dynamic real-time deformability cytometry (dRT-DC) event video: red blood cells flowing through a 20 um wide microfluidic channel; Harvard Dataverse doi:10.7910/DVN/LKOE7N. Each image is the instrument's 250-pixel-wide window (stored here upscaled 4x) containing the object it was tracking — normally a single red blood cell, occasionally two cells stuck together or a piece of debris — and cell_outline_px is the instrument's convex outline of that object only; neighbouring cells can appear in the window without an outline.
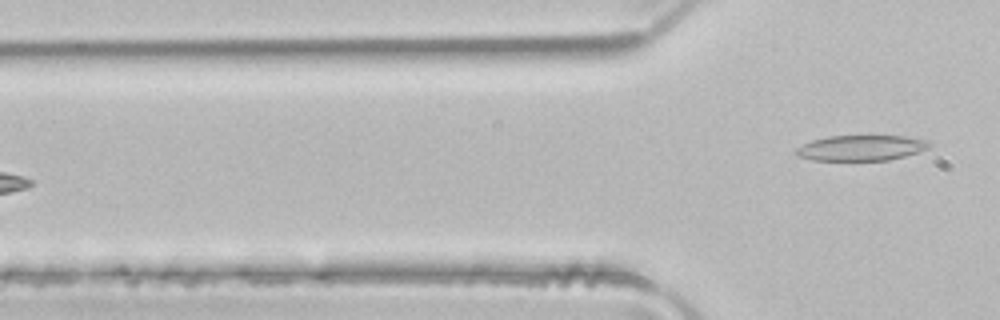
{"species": "common noctule bat (a hibernating species)", "species_latin": "Nyctalus noctula", "temperature_condition": "room temperature", "stored_images_in_passage": 5, "camera_frame_rate_fps": 3000, "um_per_image_px": 0.085, "animal": {"sex": "male", "body_mass_g": 21.5, "forearm_length_mm": 52.0}, "frame": {"image": 1, "passage_image": 5, "time_ms": 1.333, "image_size_px": [1000, 320], "cell_outline_px": [[932, 144], [928, 148], [904, 156], [888, 160], [812, 160], [796, 156], [796, 148], [812, 140], [828, 136], [904, 136], [932, 140]], "centroid_in_image_um": [73.22, 12.56], "position_along_channel_um": 52.6, "area_um2": 19.77}}